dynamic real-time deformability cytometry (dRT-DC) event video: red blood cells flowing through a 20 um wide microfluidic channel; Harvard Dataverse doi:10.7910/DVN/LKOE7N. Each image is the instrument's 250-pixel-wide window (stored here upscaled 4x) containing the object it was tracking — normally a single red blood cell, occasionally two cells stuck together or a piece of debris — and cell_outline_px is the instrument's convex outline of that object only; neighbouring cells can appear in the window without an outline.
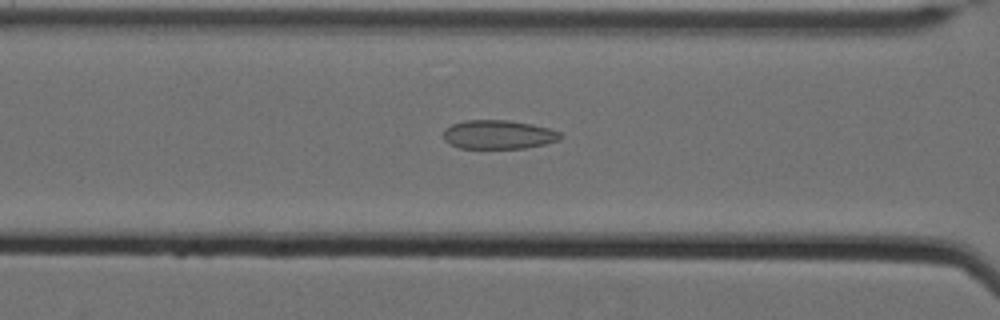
{"species": "Egyptian fruit bat (a non-hibernating species)", "species_latin": "Rousettus aegyptiacus", "temperature_condition": "cold", "stored_images_in_passage": 62, "camera_frame_rate_fps": 3000, "um_per_image_px": 0.085, "animal": {"sex": "female"}, "frame": {"image": 1, "passage_image": 30, "time_ms": 9.667, "image_size_px": [1000, 320], "cell_outline_px": [[564, 136], [560, 140], [544, 144], [524, 148], [460, 148], [448, 144], [444, 140], [444, 128], [452, 124], [464, 120], [508, 120], [532, 124], [548, 128], [560, 132]], "centroid_in_image_um": [42.36, 11.44], "position_along_channel_um": 124.2, "area_um2": 19.83}}
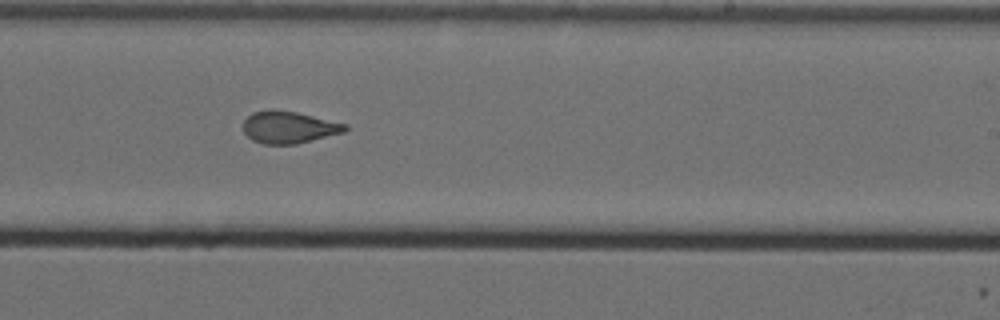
{"frame": {"image": 2, "passage_image": 42, "time_ms": 13.667, "image_size_px": [1000, 320], "cell_outline_px": [[348, 128], [344, 132], [296, 144], [264, 144], [252, 140], [244, 132], [244, 120], [252, 112], [296, 112], [348, 124]], "centroid_in_image_um": [24.59, 10.85], "position_along_channel_um": 264.4, "area_um2": 18.44}}
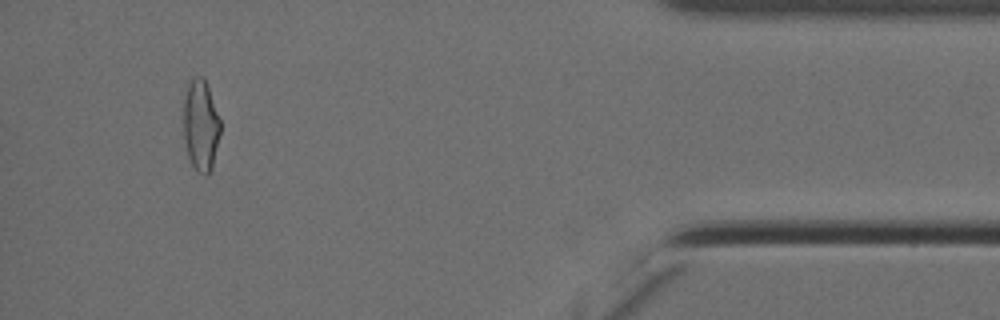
{"frame": {"image": 3, "passage_image": 59, "time_ms": 19.333, "image_size_px": [1000, 320], "cell_outline_px": [[220, 132], [212, 168], [208, 176], [204, 176], [196, 172], [188, 156], [184, 136], [184, 100], [188, 84], [196, 76], [204, 76], [220, 120]], "centroid_in_image_um": [17.07, 10.7], "position_along_channel_um": 418.1, "area_um2": 19.48}, "authors_computed_cell_mechanics": {"area_um2": 20.808, "velocity_mm_per_s": 3.4948, "shape_relaxation_time_tau1_ms": null, "shape_relaxation_time_tau2_ms": 1.7003, "deformation_change_tau1": null, "deformation_change_tau2": 0.0966}}